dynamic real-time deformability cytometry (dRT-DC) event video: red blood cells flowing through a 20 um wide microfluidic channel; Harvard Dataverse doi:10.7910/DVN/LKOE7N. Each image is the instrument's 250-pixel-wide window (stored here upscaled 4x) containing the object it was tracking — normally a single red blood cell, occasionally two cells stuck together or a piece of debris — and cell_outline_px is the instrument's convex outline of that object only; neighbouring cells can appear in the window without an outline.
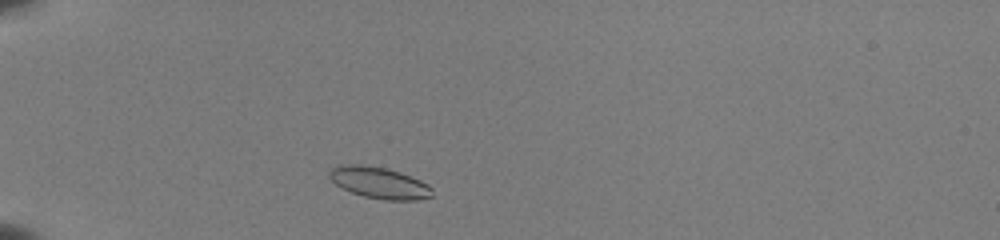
{"species": "common noctule bat (a hibernating species)", "species_latin": "Nyctalus noctula", "temperature_condition": "room temperature", "stored_images_in_passage": 40, "camera_frame_rate_fps": 3000, "um_per_image_px": 0.085, "animal": {"sex": "female", "body_mass_g": 22.0, "forearm_length_mm": 56.7}, "frame": {"image": 1, "passage_image": 4, "time_ms": 1.0, "image_size_px": [1000, 240], "cell_outline_px": [[432, 196], [420, 200], [384, 200], [364, 196], [352, 192], [336, 184], [328, 176], [328, 172], [332, 168], [340, 164], [360, 164], [384, 168], [400, 172], [420, 180], [428, 184], [432, 188]], "centroid_in_image_um": [32.24, 15.53], "position_along_channel_um": 52.8, "area_um2": 18.79}}
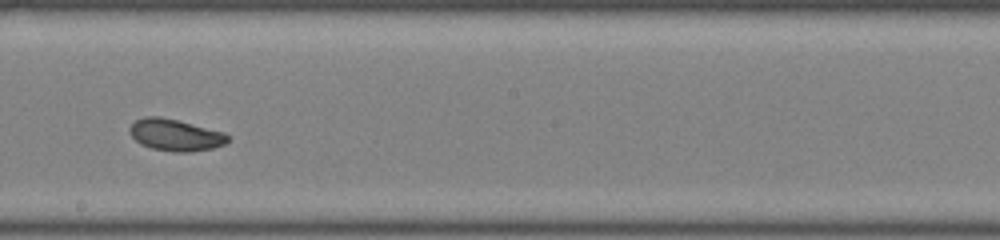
{"frame": {"image": 2, "passage_image": 20, "time_ms": 6.333, "image_size_px": [1000, 240], "cell_outline_px": [[228, 140], [224, 144], [212, 148], [192, 152], [172, 152], [152, 148], [140, 144], [128, 132], [128, 128], [136, 120], [144, 116], [160, 116], [224, 132], [228, 136]], "centroid_in_image_um": [14.87, 11.47], "position_along_channel_um": 233.3, "area_um2": 18.09}}
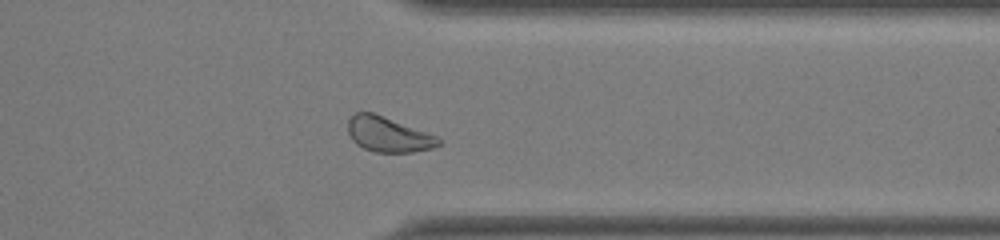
{"frame": {"image": 3, "passage_image": 31, "time_ms": 10.0, "image_size_px": [1000, 240], "cell_outline_px": [[444, 140], [440, 144], [432, 148], [412, 152], [372, 152], [356, 144], [352, 140], [348, 132], [348, 120], [356, 112], [372, 112], [436, 136]], "centroid_in_image_um": [32.98, 11.44], "position_along_channel_um": 378.4, "area_um2": 18.32}, "authors_computed_cell_mechanics": {"area_um2": 18.5249, "velocity_mm_per_s": 3.9379, "shape_relaxation_time_tau1_ms": 1.6468, "shape_relaxation_time_tau2_ms": null, "deformation_change_tau1": 0.0683, "deformation_change_tau2": null}}